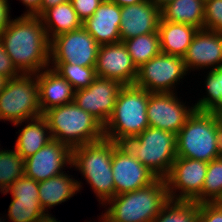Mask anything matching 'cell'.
<instances>
[{"label":"cell","mask_w":222,"mask_h":222,"mask_svg":"<svg viewBox=\"0 0 222 222\" xmlns=\"http://www.w3.org/2000/svg\"><path fill=\"white\" fill-rule=\"evenodd\" d=\"M198 222H222V207L216 202L199 203Z\"/></svg>","instance_id":"cell-35"},{"label":"cell","mask_w":222,"mask_h":222,"mask_svg":"<svg viewBox=\"0 0 222 222\" xmlns=\"http://www.w3.org/2000/svg\"><path fill=\"white\" fill-rule=\"evenodd\" d=\"M115 196L152 184L158 177L120 144L112 155Z\"/></svg>","instance_id":"cell-14"},{"label":"cell","mask_w":222,"mask_h":222,"mask_svg":"<svg viewBox=\"0 0 222 222\" xmlns=\"http://www.w3.org/2000/svg\"><path fill=\"white\" fill-rule=\"evenodd\" d=\"M104 0H71L74 10L84 22L90 18Z\"/></svg>","instance_id":"cell-36"},{"label":"cell","mask_w":222,"mask_h":222,"mask_svg":"<svg viewBox=\"0 0 222 222\" xmlns=\"http://www.w3.org/2000/svg\"><path fill=\"white\" fill-rule=\"evenodd\" d=\"M149 94L135 85H124L117 95L113 114L104 125V138L123 144L147 129Z\"/></svg>","instance_id":"cell-4"},{"label":"cell","mask_w":222,"mask_h":222,"mask_svg":"<svg viewBox=\"0 0 222 222\" xmlns=\"http://www.w3.org/2000/svg\"><path fill=\"white\" fill-rule=\"evenodd\" d=\"M220 77V86H221V94H222V64L213 70ZM214 114L222 115V100L221 102L212 110Z\"/></svg>","instance_id":"cell-41"},{"label":"cell","mask_w":222,"mask_h":222,"mask_svg":"<svg viewBox=\"0 0 222 222\" xmlns=\"http://www.w3.org/2000/svg\"><path fill=\"white\" fill-rule=\"evenodd\" d=\"M43 116L52 139L71 149L104 138V126L74 102L51 108Z\"/></svg>","instance_id":"cell-5"},{"label":"cell","mask_w":222,"mask_h":222,"mask_svg":"<svg viewBox=\"0 0 222 222\" xmlns=\"http://www.w3.org/2000/svg\"><path fill=\"white\" fill-rule=\"evenodd\" d=\"M0 41L21 74H37L50 66V41L39 16L15 17Z\"/></svg>","instance_id":"cell-1"},{"label":"cell","mask_w":222,"mask_h":222,"mask_svg":"<svg viewBox=\"0 0 222 222\" xmlns=\"http://www.w3.org/2000/svg\"><path fill=\"white\" fill-rule=\"evenodd\" d=\"M44 214L39 199H12L7 217L12 222H34Z\"/></svg>","instance_id":"cell-31"},{"label":"cell","mask_w":222,"mask_h":222,"mask_svg":"<svg viewBox=\"0 0 222 222\" xmlns=\"http://www.w3.org/2000/svg\"><path fill=\"white\" fill-rule=\"evenodd\" d=\"M99 47L83 27L63 33L50 41V63L96 66Z\"/></svg>","instance_id":"cell-10"},{"label":"cell","mask_w":222,"mask_h":222,"mask_svg":"<svg viewBox=\"0 0 222 222\" xmlns=\"http://www.w3.org/2000/svg\"><path fill=\"white\" fill-rule=\"evenodd\" d=\"M208 72L204 83L207 95L194 104L195 110L212 111L222 100L220 77L213 70Z\"/></svg>","instance_id":"cell-32"},{"label":"cell","mask_w":222,"mask_h":222,"mask_svg":"<svg viewBox=\"0 0 222 222\" xmlns=\"http://www.w3.org/2000/svg\"><path fill=\"white\" fill-rule=\"evenodd\" d=\"M222 207V196L216 201Z\"/></svg>","instance_id":"cell-47"},{"label":"cell","mask_w":222,"mask_h":222,"mask_svg":"<svg viewBox=\"0 0 222 222\" xmlns=\"http://www.w3.org/2000/svg\"><path fill=\"white\" fill-rule=\"evenodd\" d=\"M8 0H0V36L11 22Z\"/></svg>","instance_id":"cell-38"},{"label":"cell","mask_w":222,"mask_h":222,"mask_svg":"<svg viewBox=\"0 0 222 222\" xmlns=\"http://www.w3.org/2000/svg\"><path fill=\"white\" fill-rule=\"evenodd\" d=\"M199 29L160 19L158 33L161 53L183 57Z\"/></svg>","instance_id":"cell-22"},{"label":"cell","mask_w":222,"mask_h":222,"mask_svg":"<svg viewBox=\"0 0 222 222\" xmlns=\"http://www.w3.org/2000/svg\"><path fill=\"white\" fill-rule=\"evenodd\" d=\"M154 2L160 9L165 6L168 2H171L173 0H151Z\"/></svg>","instance_id":"cell-45"},{"label":"cell","mask_w":222,"mask_h":222,"mask_svg":"<svg viewBox=\"0 0 222 222\" xmlns=\"http://www.w3.org/2000/svg\"><path fill=\"white\" fill-rule=\"evenodd\" d=\"M119 145L103 138L72 149L71 167L79 170L102 206L115 196L112 155Z\"/></svg>","instance_id":"cell-3"},{"label":"cell","mask_w":222,"mask_h":222,"mask_svg":"<svg viewBox=\"0 0 222 222\" xmlns=\"http://www.w3.org/2000/svg\"><path fill=\"white\" fill-rule=\"evenodd\" d=\"M50 64V68L65 78L75 91L88 88L97 77L95 66H79L69 63Z\"/></svg>","instance_id":"cell-29"},{"label":"cell","mask_w":222,"mask_h":222,"mask_svg":"<svg viewBox=\"0 0 222 222\" xmlns=\"http://www.w3.org/2000/svg\"><path fill=\"white\" fill-rule=\"evenodd\" d=\"M205 0H173L161 8L164 21L204 29Z\"/></svg>","instance_id":"cell-25"},{"label":"cell","mask_w":222,"mask_h":222,"mask_svg":"<svg viewBox=\"0 0 222 222\" xmlns=\"http://www.w3.org/2000/svg\"><path fill=\"white\" fill-rule=\"evenodd\" d=\"M34 222H60V221H57V219L51 216L50 213H45L41 217L37 218Z\"/></svg>","instance_id":"cell-43"},{"label":"cell","mask_w":222,"mask_h":222,"mask_svg":"<svg viewBox=\"0 0 222 222\" xmlns=\"http://www.w3.org/2000/svg\"><path fill=\"white\" fill-rule=\"evenodd\" d=\"M176 154L207 163L221 157L217 115L195 110L176 134Z\"/></svg>","instance_id":"cell-6"},{"label":"cell","mask_w":222,"mask_h":222,"mask_svg":"<svg viewBox=\"0 0 222 222\" xmlns=\"http://www.w3.org/2000/svg\"><path fill=\"white\" fill-rule=\"evenodd\" d=\"M222 196V156L208 163L201 194L197 203L216 202Z\"/></svg>","instance_id":"cell-30"},{"label":"cell","mask_w":222,"mask_h":222,"mask_svg":"<svg viewBox=\"0 0 222 222\" xmlns=\"http://www.w3.org/2000/svg\"><path fill=\"white\" fill-rule=\"evenodd\" d=\"M136 68L161 53L158 31L122 41Z\"/></svg>","instance_id":"cell-26"},{"label":"cell","mask_w":222,"mask_h":222,"mask_svg":"<svg viewBox=\"0 0 222 222\" xmlns=\"http://www.w3.org/2000/svg\"><path fill=\"white\" fill-rule=\"evenodd\" d=\"M199 203L170 200L152 222H198Z\"/></svg>","instance_id":"cell-27"},{"label":"cell","mask_w":222,"mask_h":222,"mask_svg":"<svg viewBox=\"0 0 222 222\" xmlns=\"http://www.w3.org/2000/svg\"><path fill=\"white\" fill-rule=\"evenodd\" d=\"M187 73L183 57L160 53L138 68L134 85L150 93H174Z\"/></svg>","instance_id":"cell-9"},{"label":"cell","mask_w":222,"mask_h":222,"mask_svg":"<svg viewBox=\"0 0 222 222\" xmlns=\"http://www.w3.org/2000/svg\"><path fill=\"white\" fill-rule=\"evenodd\" d=\"M82 183L66 172L39 182V203L45 213L51 207L72 198L81 190Z\"/></svg>","instance_id":"cell-21"},{"label":"cell","mask_w":222,"mask_h":222,"mask_svg":"<svg viewBox=\"0 0 222 222\" xmlns=\"http://www.w3.org/2000/svg\"><path fill=\"white\" fill-rule=\"evenodd\" d=\"M27 122L23 129L18 130L19 135L14 146L24 159L35 154L52 140L49 125L43 115Z\"/></svg>","instance_id":"cell-24"},{"label":"cell","mask_w":222,"mask_h":222,"mask_svg":"<svg viewBox=\"0 0 222 222\" xmlns=\"http://www.w3.org/2000/svg\"><path fill=\"white\" fill-rule=\"evenodd\" d=\"M0 75L7 79L17 78L21 73L12 63L9 55L5 51V47L0 41Z\"/></svg>","instance_id":"cell-37"},{"label":"cell","mask_w":222,"mask_h":222,"mask_svg":"<svg viewBox=\"0 0 222 222\" xmlns=\"http://www.w3.org/2000/svg\"><path fill=\"white\" fill-rule=\"evenodd\" d=\"M121 7L104 0L94 14L83 22V28L99 45L121 42L120 28Z\"/></svg>","instance_id":"cell-19"},{"label":"cell","mask_w":222,"mask_h":222,"mask_svg":"<svg viewBox=\"0 0 222 222\" xmlns=\"http://www.w3.org/2000/svg\"><path fill=\"white\" fill-rule=\"evenodd\" d=\"M98 77L113 79L124 85H134L138 69L123 42L100 45L95 66Z\"/></svg>","instance_id":"cell-16"},{"label":"cell","mask_w":222,"mask_h":222,"mask_svg":"<svg viewBox=\"0 0 222 222\" xmlns=\"http://www.w3.org/2000/svg\"><path fill=\"white\" fill-rule=\"evenodd\" d=\"M186 70L217 69L222 64V33L200 29L183 56Z\"/></svg>","instance_id":"cell-17"},{"label":"cell","mask_w":222,"mask_h":222,"mask_svg":"<svg viewBox=\"0 0 222 222\" xmlns=\"http://www.w3.org/2000/svg\"><path fill=\"white\" fill-rule=\"evenodd\" d=\"M175 93H150L147 105L149 127L159 128L175 135L184 126L195 106L187 107Z\"/></svg>","instance_id":"cell-12"},{"label":"cell","mask_w":222,"mask_h":222,"mask_svg":"<svg viewBox=\"0 0 222 222\" xmlns=\"http://www.w3.org/2000/svg\"><path fill=\"white\" fill-rule=\"evenodd\" d=\"M25 176L24 158L16 150H0V192H5L18 178Z\"/></svg>","instance_id":"cell-28"},{"label":"cell","mask_w":222,"mask_h":222,"mask_svg":"<svg viewBox=\"0 0 222 222\" xmlns=\"http://www.w3.org/2000/svg\"><path fill=\"white\" fill-rule=\"evenodd\" d=\"M71 0H42L40 8L33 14L34 16H41L47 9L55 7Z\"/></svg>","instance_id":"cell-39"},{"label":"cell","mask_w":222,"mask_h":222,"mask_svg":"<svg viewBox=\"0 0 222 222\" xmlns=\"http://www.w3.org/2000/svg\"><path fill=\"white\" fill-rule=\"evenodd\" d=\"M207 166L205 161L176 157L165 177L170 200L194 201L201 194Z\"/></svg>","instance_id":"cell-11"},{"label":"cell","mask_w":222,"mask_h":222,"mask_svg":"<svg viewBox=\"0 0 222 222\" xmlns=\"http://www.w3.org/2000/svg\"><path fill=\"white\" fill-rule=\"evenodd\" d=\"M3 195L11 193L12 199H39V182L23 176L12 183Z\"/></svg>","instance_id":"cell-33"},{"label":"cell","mask_w":222,"mask_h":222,"mask_svg":"<svg viewBox=\"0 0 222 222\" xmlns=\"http://www.w3.org/2000/svg\"><path fill=\"white\" fill-rule=\"evenodd\" d=\"M41 115L37 76L21 74L17 78L8 79L0 92V120L18 126Z\"/></svg>","instance_id":"cell-8"},{"label":"cell","mask_w":222,"mask_h":222,"mask_svg":"<svg viewBox=\"0 0 222 222\" xmlns=\"http://www.w3.org/2000/svg\"><path fill=\"white\" fill-rule=\"evenodd\" d=\"M110 1L117 4L119 7H123L127 5H133L140 2H144L146 0H110Z\"/></svg>","instance_id":"cell-42"},{"label":"cell","mask_w":222,"mask_h":222,"mask_svg":"<svg viewBox=\"0 0 222 222\" xmlns=\"http://www.w3.org/2000/svg\"><path fill=\"white\" fill-rule=\"evenodd\" d=\"M169 201L165 178H157L146 187L109 199L101 218L105 222H152Z\"/></svg>","instance_id":"cell-2"},{"label":"cell","mask_w":222,"mask_h":222,"mask_svg":"<svg viewBox=\"0 0 222 222\" xmlns=\"http://www.w3.org/2000/svg\"><path fill=\"white\" fill-rule=\"evenodd\" d=\"M123 145L158 178L169 174L177 157L176 135L159 128L148 127Z\"/></svg>","instance_id":"cell-7"},{"label":"cell","mask_w":222,"mask_h":222,"mask_svg":"<svg viewBox=\"0 0 222 222\" xmlns=\"http://www.w3.org/2000/svg\"><path fill=\"white\" fill-rule=\"evenodd\" d=\"M7 80L8 79L6 77L0 75V92L4 89Z\"/></svg>","instance_id":"cell-46"},{"label":"cell","mask_w":222,"mask_h":222,"mask_svg":"<svg viewBox=\"0 0 222 222\" xmlns=\"http://www.w3.org/2000/svg\"><path fill=\"white\" fill-rule=\"evenodd\" d=\"M35 75L42 115L51 108L73 102L75 90L72 85L52 68L48 67Z\"/></svg>","instance_id":"cell-20"},{"label":"cell","mask_w":222,"mask_h":222,"mask_svg":"<svg viewBox=\"0 0 222 222\" xmlns=\"http://www.w3.org/2000/svg\"><path fill=\"white\" fill-rule=\"evenodd\" d=\"M22 1L23 5L26 6V11L24 15H33L41 5L42 0H20ZM28 7V8H27Z\"/></svg>","instance_id":"cell-40"},{"label":"cell","mask_w":222,"mask_h":222,"mask_svg":"<svg viewBox=\"0 0 222 222\" xmlns=\"http://www.w3.org/2000/svg\"><path fill=\"white\" fill-rule=\"evenodd\" d=\"M204 29L222 33V0H205Z\"/></svg>","instance_id":"cell-34"},{"label":"cell","mask_w":222,"mask_h":222,"mask_svg":"<svg viewBox=\"0 0 222 222\" xmlns=\"http://www.w3.org/2000/svg\"><path fill=\"white\" fill-rule=\"evenodd\" d=\"M122 87L119 81L97 76L88 88L75 91L73 102L104 126L113 114Z\"/></svg>","instance_id":"cell-13"},{"label":"cell","mask_w":222,"mask_h":222,"mask_svg":"<svg viewBox=\"0 0 222 222\" xmlns=\"http://www.w3.org/2000/svg\"><path fill=\"white\" fill-rule=\"evenodd\" d=\"M219 124V150L222 155V115L217 116Z\"/></svg>","instance_id":"cell-44"},{"label":"cell","mask_w":222,"mask_h":222,"mask_svg":"<svg viewBox=\"0 0 222 222\" xmlns=\"http://www.w3.org/2000/svg\"><path fill=\"white\" fill-rule=\"evenodd\" d=\"M161 9L151 0L121 7V42L158 31Z\"/></svg>","instance_id":"cell-18"},{"label":"cell","mask_w":222,"mask_h":222,"mask_svg":"<svg viewBox=\"0 0 222 222\" xmlns=\"http://www.w3.org/2000/svg\"><path fill=\"white\" fill-rule=\"evenodd\" d=\"M40 18L49 41L58 35L83 27V22L74 10L71 1L47 9Z\"/></svg>","instance_id":"cell-23"},{"label":"cell","mask_w":222,"mask_h":222,"mask_svg":"<svg viewBox=\"0 0 222 222\" xmlns=\"http://www.w3.org/2000/svg\"><path fill=\"white\" fill-rule=\"evenodd\" d=\"M25 176L37 182L63 174V167H71L72 149L66 144L52 139L35 154L24 159Z\"/></svg>","instance_id":"cell-15"}]
</instances>
